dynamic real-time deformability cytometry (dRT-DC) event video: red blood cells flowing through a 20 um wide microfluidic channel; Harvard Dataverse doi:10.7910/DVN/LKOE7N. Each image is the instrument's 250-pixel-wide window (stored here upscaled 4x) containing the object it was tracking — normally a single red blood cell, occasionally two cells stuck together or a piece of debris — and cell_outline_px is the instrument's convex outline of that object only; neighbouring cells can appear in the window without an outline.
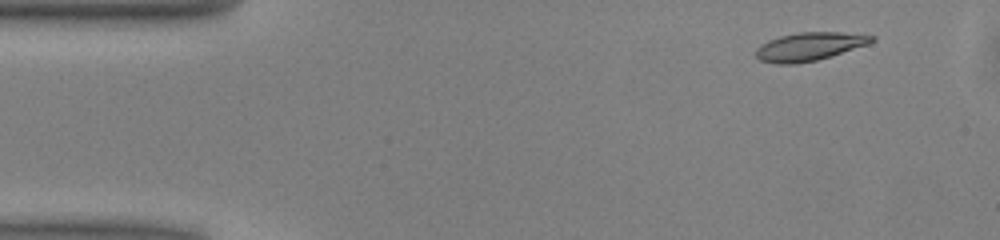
{"species": "common noctule bat (a hibernating species)", "species_latin": "Nyctalus noctula", "temperature_condition": "warm", "stored_images_in_passage": 40, "camera_frame_rate_fps": 3000, "um_per_image_px": 0.085, "animal": {"sex": "male", "body_mass_g": 13.0, "forearm_length_mm": 53.1}, "frame": {"image": 1, "passage_image": 4, "time_ms": 1.0, "image_size_px": [1000, 240], "cell_outline_px": [[876, 40], [868, 44], [832, 56], [816, 60], [796, 64], [776, 64], [760, 60], [756, 56], [756, 48], [760, 44], [768, 40], [780, 36], [800, 32], [840, 32], [876, 36]], "centroid_in_image_um": [68.79, 3.96], "position_along_channel_um": 16.2, "area_um2": 19.13}}
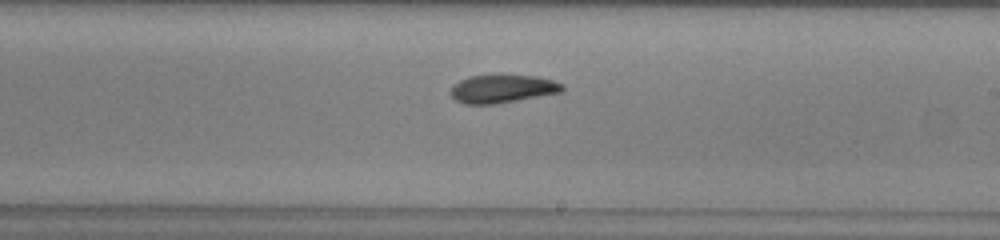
{"frame": {"image": 2, "passage_image": 28, "time_ms": 9.0, "image_size_px": [1000, 240], "cell_outline_px": [[564, 92], [492, 104], [464, 104], [456, 100], [448, 92], [460, 80], [468, 76], [536, 76], [552, 80], [564, 84]], "centroid_in_image_um": [42.72, 7.56], "position_along_channel_um": 246.3, "area_um2": 18.03}}
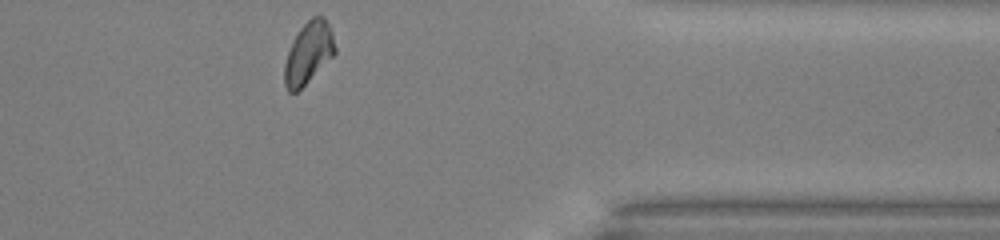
{"frame": {"image": 3, "passage_image": 40, "time_ms": 13.0, "image_size_px": [1000, 240], "cell_outline_px": [[336, 52], [296, 92], [288, 92], [284, 84], [284, 64], [292, 40], [300, 28], [312, 16], [324, 16], [332, 28], [336, 48]], "centroid_in_image_um": [26.22, 4.45], "position_along_channel_um": 385.2, "area_um2": 18.03}, "authors_computed_cell_mechanics": {"area_um2": 18.785, "velocity_mm_per_s": 4.0157, "shape_relaxation_time_tau1_ms": 4.8457, "shape_relaxation_time_tau2_ms": 3.3672, "deformation_change_tau1": 0.1396, "deformation_change_tau2": 0.0883}}